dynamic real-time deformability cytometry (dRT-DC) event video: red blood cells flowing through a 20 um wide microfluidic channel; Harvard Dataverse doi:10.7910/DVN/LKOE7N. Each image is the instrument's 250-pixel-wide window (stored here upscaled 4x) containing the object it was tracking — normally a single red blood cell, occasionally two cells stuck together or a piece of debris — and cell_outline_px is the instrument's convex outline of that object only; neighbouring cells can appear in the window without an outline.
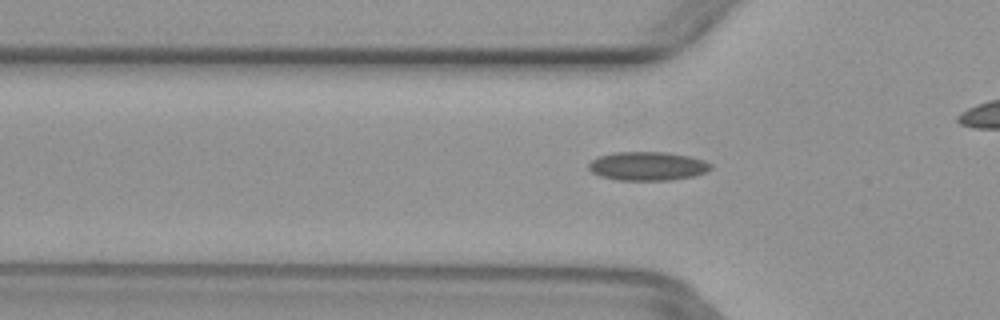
{"species": "common noctule bat (a hibernating species)", "species_latin": "Nyctalus noctula", "temperature_condition": "warm", "stored_images_in_passage": 29, "camera_frame_rate_fps": 3000, "um_per_image_px": 0.085, "animal": {"sex": "female", "body_mass_g": 29.2, "forearm_length_mm": 56.3}, "frame": {"image": 1, "passage_image": 9, "time_ms": 2.667, "image_size_px": [1000, 320], "cell_outline_px": [[712, 168], [704, 172], [692, 176], [668, 180], [616, 180], [600, 176], [592, 172], [588, 168], [588, 164], [592, 160], [600, 156], [612, 152], [668, 152], [688, 156], [704, 160], [712, 164]], "centroid_in_image_um": [55.02, 14.11], "position_along_channel_um": 70.8, "area_um2": 20.4}}
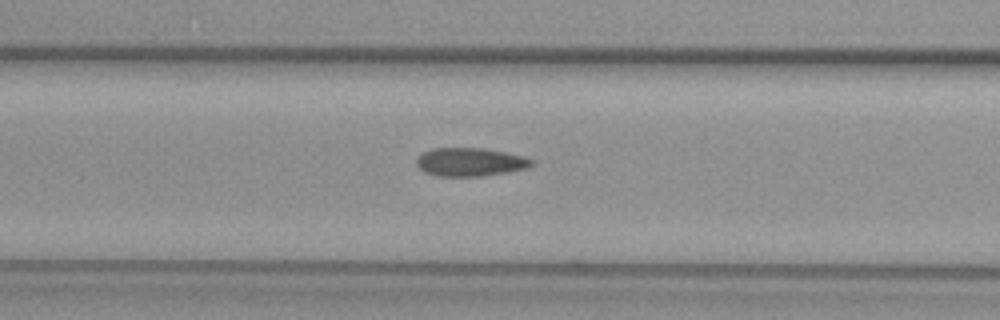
{"frame": {"image": 2, "passage_image": 13, "time_ms": 4.0, "image_size_px": [1000, 320], "cell_outline_px": [[532, 164], [528, 168], [508, 172], [484, 176], [436, 176], [424, 172], [416, 164], [416, 156], [420, 152], [432, 148], [484, 148], [524, 156], [532, 160]], "centroid_in_image_um": [39.91, 13.77], "position_along_channel_um": 126.7, "area_um2": 19.25}}